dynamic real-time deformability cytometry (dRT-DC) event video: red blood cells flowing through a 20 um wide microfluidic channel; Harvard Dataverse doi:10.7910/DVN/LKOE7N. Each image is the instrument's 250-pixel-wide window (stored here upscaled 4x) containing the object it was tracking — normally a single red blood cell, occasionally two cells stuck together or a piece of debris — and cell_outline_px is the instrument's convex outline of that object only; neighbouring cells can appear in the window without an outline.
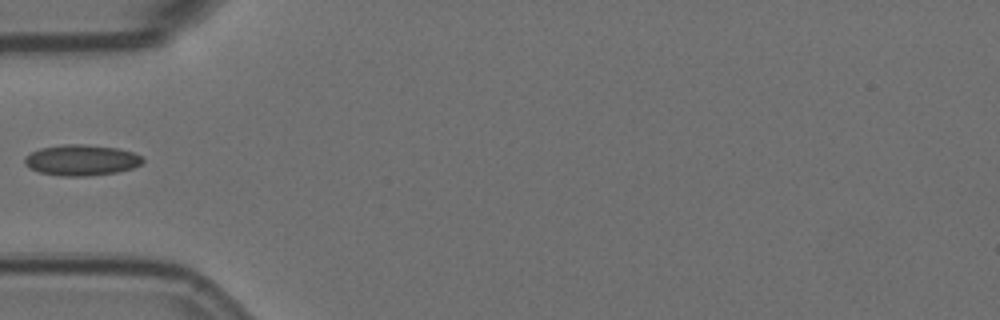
{"species": "Egyptian fruit bat (a non-hibernating species)", "species_latin": "Rousettus aegyptiacus", "temperature_condition": "room temperature", "stored_images_in_passage": 5, "camera_frame_rate_fps": 3000, "um_per_image_px": 0.085, "animal": {"sex": "female"}, "frame": {"image": 1, "passage_image": 4, "time_ms": 1.0, "image_size_px": [1000, 320], "cell_outline_px": [[144, 160], [140, 164], [132, 168], [116, 172], [88, 176], [60, 176], [40, 172], [28, 168], [24, 164], [24, 156], [40, 148], [64, 144], [84, 144], [116, 148], [132, 152], [144, 156]], "centroid_in_image_um": [6.9, 13.61], "position_along_channel_um": 78.1, "area_um2": 21.27}}
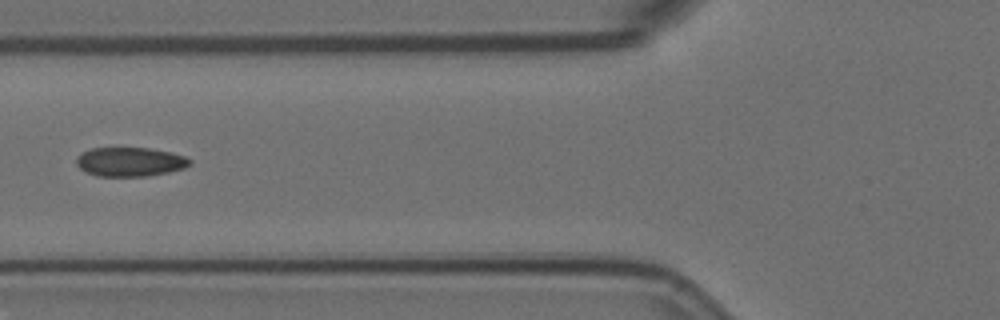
{"frame": {"image": 2, "passage_image": 5, "time_ms": 1.333, "image_size_px": [1000, 320], "cell_outline_px": [[192, 164], [184, 168], [168, 172], [148, 176], [96, 176], [84, 172], [76, 164], [76, 156], [92, 148], [148, 148], [168, 152], [184, 156], [192, 160]], "centroid_in_image_um": [11.03, 13.76], "position_along_channel_um": 114.8, "area_um2": 19.25}}